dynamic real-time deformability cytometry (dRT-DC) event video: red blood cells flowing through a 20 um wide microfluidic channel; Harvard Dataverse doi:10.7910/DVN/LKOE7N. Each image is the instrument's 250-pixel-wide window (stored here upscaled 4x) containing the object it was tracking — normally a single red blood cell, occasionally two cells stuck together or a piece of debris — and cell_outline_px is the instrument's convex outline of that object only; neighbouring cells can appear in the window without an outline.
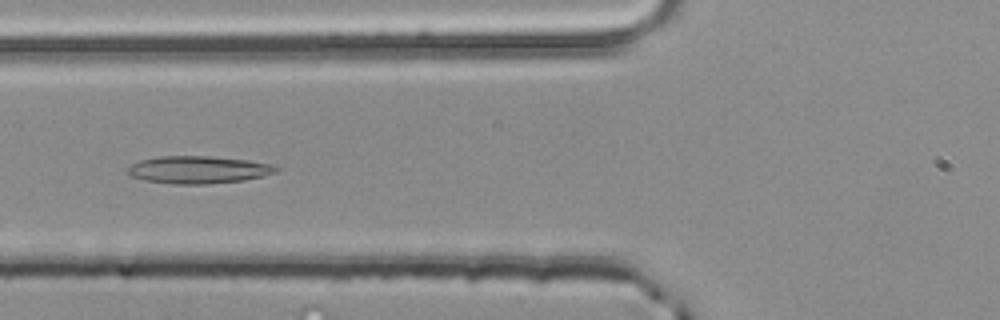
{"species": "common noctule bat (a hibernating species)", "species_latin": "Nyctalus noctula", "temperature_condition": "room temperature", "stored_images_in_passage": 39, "camera_frame_rate_fps": 3000, "um_per_image_px": 0.085, "animal": {"sex": "male", "body_mass_g": 20.4}, "frame": {"image": 1, "passage_image": 9, "time_ms": 2.667, "image_size_px": [1000, 320], "cell_outline_px": [[280, 168], [276, 172], [264, 176], [244, 180], [208, 184], [176, 184], [144, 180], [132, 176], [128, 172], [128, 168], [132, 164], [140, 160], [160, 156], [208, 156], [248, 160], [272, 164]], "centroid_in_image_um": [16.89, 14.43], "position_along_channel_um": 108.9, "area_um2": 23.7}}
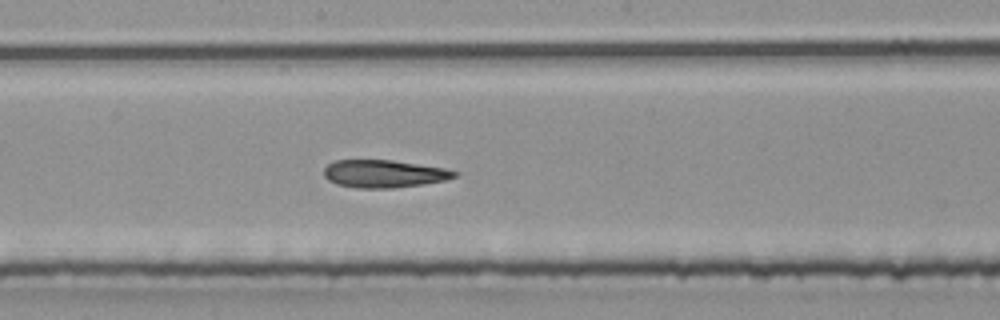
{"frame": {"image": 2, "passage_image": 17, "time_ms": 5.333, "image_size_px": [1000, 320], "cell_outline_px": [[460, 172], [456, 176], [444, 180], [424, 184], [392, 188], [356, 188], [336, 184], [328, 180], [324, 176], [324, 168], [332, 160], [392, 160], [444, 168]], "centroid_in_image_um": [32.61, 14.77], "position_along_channel_um": 215.6, "area_um2": 21.1}}
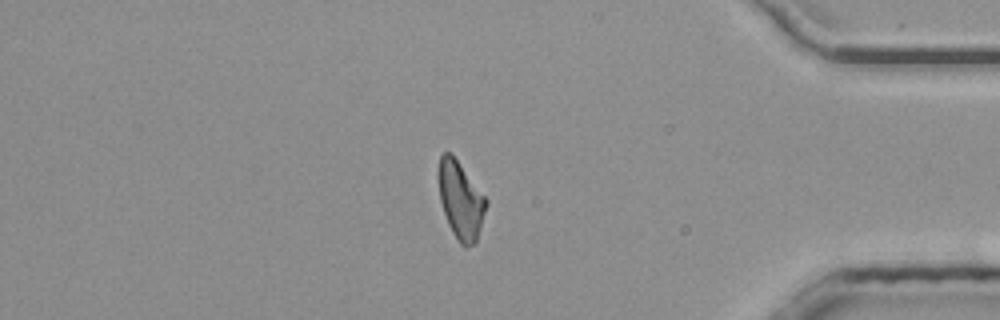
{"frame": {"image": 3, "passage_image": 33, "time_ms": 10.667, "image_size_px": [1000, 320], "cell_outline_px": [[488, 204], [476, 244], [464, 248], [460, 244], [452, 232], [448, 224], [440, 200], [436, 172], [440, 156], [444, 152], [452, 152], [488, 200]], "centroid_in_image_um": [39.15, 17.0], "position_along_channel_um": 396.1, "area_um2": 22.08}, "authors_computed_cell_mechanics": {"area_um2": 21.9062, "velocity_mm_per_s": 3.9899, "shape_relaxation_time_tau1_ms": null, "shape_relaxation_time_tau2_ms": 4.6644, "deformation_change_tau1": null, "deformation_change_tau2": 0.1342}}